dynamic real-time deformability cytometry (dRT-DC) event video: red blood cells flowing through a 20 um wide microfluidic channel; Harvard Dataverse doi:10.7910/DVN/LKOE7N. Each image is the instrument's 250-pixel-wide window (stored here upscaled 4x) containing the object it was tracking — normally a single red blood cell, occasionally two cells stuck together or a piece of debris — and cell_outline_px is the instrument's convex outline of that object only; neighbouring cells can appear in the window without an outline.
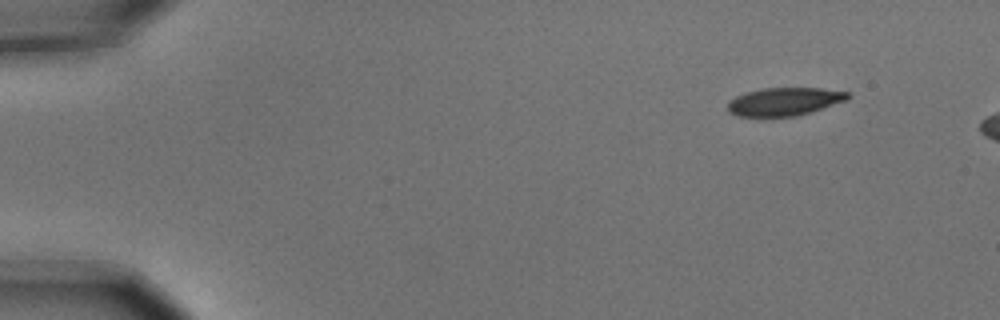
{"species": "common noctule bat (a hibernating species)", "species_latin": "Nyctalus noctula", "temperature_condition": "cold", "stored_images_in_passage": 3, "camera_frame_rate_fps": 3000, "um_per_image_px": 0.085, "animal": {"sex": "male", "body_mass_g": 15.6}, "frame": {"image": 1, "passage_image": 1, "time_ms": 0.0, "image_size_px": [1000, 320], "cell_outline_px": [[852, 96], [848, 100], [812, 112], [796, 116], [736, 116], [728, 112], [728, 100], [744, 92], [760, 88], [820, 88], [848, 92]], "centroid_in_image_um": [66.67, 8.63], "position_along_channel_um": 18.3, "area_um2": 19.88}}